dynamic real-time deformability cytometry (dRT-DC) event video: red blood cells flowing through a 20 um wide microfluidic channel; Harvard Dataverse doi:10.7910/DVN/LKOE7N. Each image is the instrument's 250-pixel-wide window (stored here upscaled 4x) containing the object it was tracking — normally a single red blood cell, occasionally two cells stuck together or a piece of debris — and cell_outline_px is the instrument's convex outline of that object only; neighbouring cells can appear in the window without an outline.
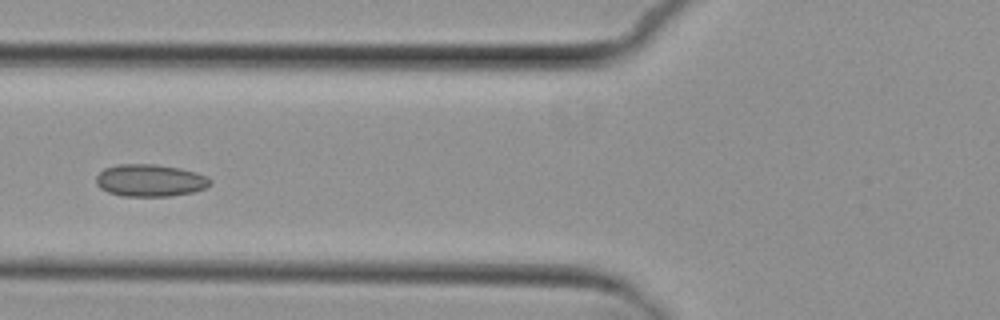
{"species": "common noctule bat (a hibernating species)", "species_latin": "Nyctalus noctula", "temperature_condition": "cold", "stored_images_in_passage": 5, "camera_frame_rate_fps": 3000, "um_per_image_px": 0.085, "animal": {"sex": "female", "body_mass_g": 29.2, "forearm_length_mm": 56.3}, "frame": {"image": 1, "passage_image": 5, "time_ms": 4.667, "image_size_px": [1000, 320], "cell_outline_px": [[212, 184], [208, 188], [192, 192], [172, 196], [124, 196], [108, 192], [100, 188], [96, 184], [96, 176], [104, 168], [116, 164], [156, 164], [180, 168], [196, 172], [208, 176], [212, 180]], "centroid_in_image_um": [12.79, 15.33], "position_along_channel_um": 113.0, "area_um2": 21.73}}